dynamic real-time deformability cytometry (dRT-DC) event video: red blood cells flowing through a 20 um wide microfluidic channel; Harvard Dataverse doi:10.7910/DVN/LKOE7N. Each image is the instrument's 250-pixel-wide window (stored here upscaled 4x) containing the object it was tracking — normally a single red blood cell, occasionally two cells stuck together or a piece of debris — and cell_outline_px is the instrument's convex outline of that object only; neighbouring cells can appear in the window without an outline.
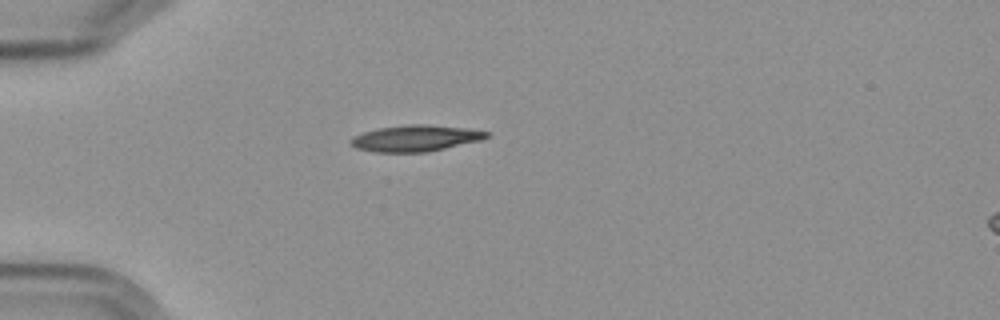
{"species": "Egyptian fruit bat (a non-hibernating species)", "species_latin": "Rousettus aegyptiacus", "temperature_condition": "cold", "stored_images_in_passage": 2, "camera_frame_rate_fps": 3000, "um_per_image_px": 0.085, "frame": {"image": 1, "passage_image": 2, "time_ms": 1.333, "image_size_px": [1000, 320], "cell_outline_px": [[488, 136], [480, 140], [444, 148], [424, 152], [376, 152], [356, 148], [348, 140], [364, 132], [380, 128], [408, 124], [428, 124], [468, 128], [488, 132]], "centroid_in_image_um": [35.31, 11.74], "position_along_channel_um": 49.7, "area_um2": 20.46}}